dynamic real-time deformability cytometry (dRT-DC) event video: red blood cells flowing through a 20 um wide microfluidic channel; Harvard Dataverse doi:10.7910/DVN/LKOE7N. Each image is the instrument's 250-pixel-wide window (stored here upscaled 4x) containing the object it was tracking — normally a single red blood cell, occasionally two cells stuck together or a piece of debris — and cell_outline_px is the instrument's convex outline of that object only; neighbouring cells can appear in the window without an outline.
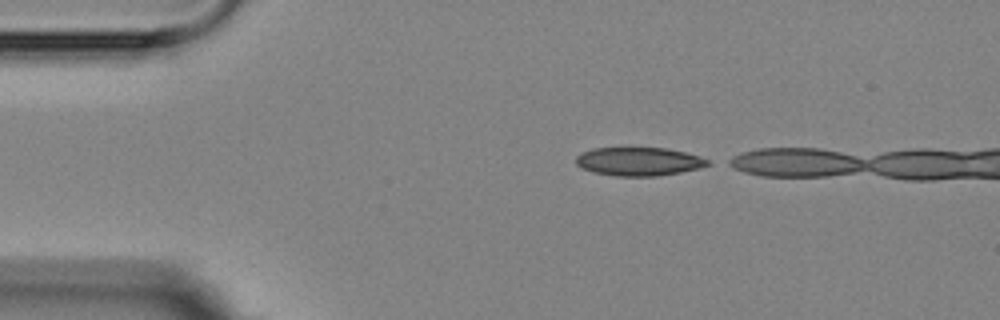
{"species": "Egyptian fruit bat (a non-hibernating species)", "species_latin": "Rousettus aegyptiacus", "temperature_condition": "room temperature", "stored_images_in_passage": 2, "camera_frame_rate_fps": 3000, "um_per_image_px": 0.085, "animal": {"sex": "female"}, "frame": {"image": 1, "passage_image": 1, "time_ms": 0.0, "image_size_px": [1000, 320], "cell_outline_px": [[712, 164], [700, 168], [680, 172], [656, 176], [616, 176], [592, 172], [580, 168], [576, 164], [576, 156], [592, 148], [628, 144], [668, 148], [700, 156], [708, 160]], "centroid_in_image_um": [54.26, 13.67], "position_along_channel_um": 30.7, "area_um2": 23.0}}